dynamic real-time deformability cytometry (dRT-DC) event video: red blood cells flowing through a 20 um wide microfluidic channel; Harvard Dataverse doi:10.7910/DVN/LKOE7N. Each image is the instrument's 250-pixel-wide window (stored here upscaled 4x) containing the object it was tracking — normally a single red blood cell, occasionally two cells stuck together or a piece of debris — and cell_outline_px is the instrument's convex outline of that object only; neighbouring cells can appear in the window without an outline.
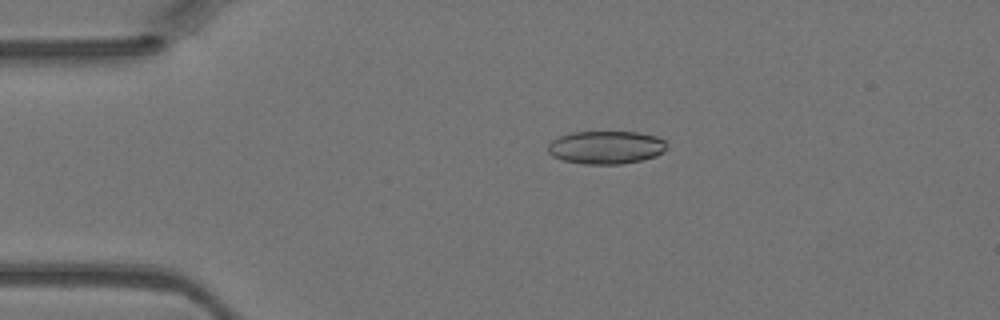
{"species": "Egyptian fruit bat (a non-hibernating species)", "species_latin": "Rousettus aegyptiacus", "temperature_condition": "warm", "stored_images_in_passage": 38, "camera_frame_rate_fps": 3000, "um_per_image_px": 0.085, "animal": {"sex": "female"}, "frame": {"image": 1, "passage_image": 2, "time_ms": 0.333, "image_size_px": [1000, 320], "cell_outline_px": [[668, 148], [664, 152], [656, 156], [624, 164], [584, 164], [564, 160], [552, 156], [548, 152], [548, 144], [552, 140], [560, 136], [572, 132], [640, 132], [656, 136], [664, 140], [668, 144]], "centroid_in_image_um": [51.55, 12.52], "position_along_channel_um": 33.5, "area_um2": 23.06}}
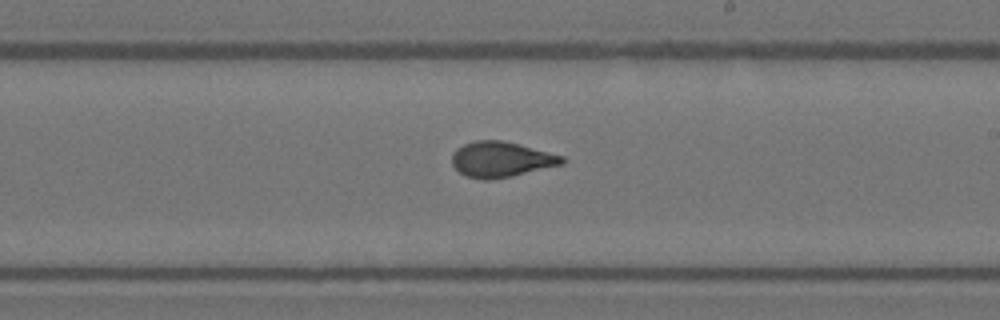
{"frame": {"image": 2, "passage_image": 19, "time_ms": 6.0, "image_size_px": [1000, 320], "cell_outline_px": [[564, 164], [512, 176], [488, 180], [484, 180], [468, 176], [460, 172], [452, 164], [452, 152], [456, 148], [464, 144], [476, 140], [504, 140], [564, 156]], "centroid_in_image_um": [42.59, 13.54], "position_along_channel_um": 246.4, "area_um2": 22.72}}
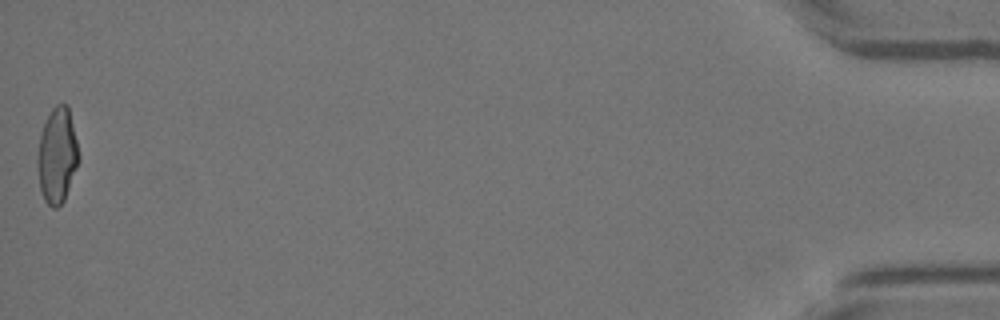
{"frame": {"image": 3, "passage_image": 38, "time_ms": 12.333, "image_size_px": [1000, 320], "cell_outline_px": [[80, 160], [64, 200], [56, 208], [52, 208], [44, 200], [40, 188], [36, 160], [36, 156], [40, 132], [52, 108], [56, 104], [68, 104], [80, 156]], "centroid_in_image_um": [4.85, 13.21], "position_along_channel_um": 430.3, "area_um2": 23.12}}